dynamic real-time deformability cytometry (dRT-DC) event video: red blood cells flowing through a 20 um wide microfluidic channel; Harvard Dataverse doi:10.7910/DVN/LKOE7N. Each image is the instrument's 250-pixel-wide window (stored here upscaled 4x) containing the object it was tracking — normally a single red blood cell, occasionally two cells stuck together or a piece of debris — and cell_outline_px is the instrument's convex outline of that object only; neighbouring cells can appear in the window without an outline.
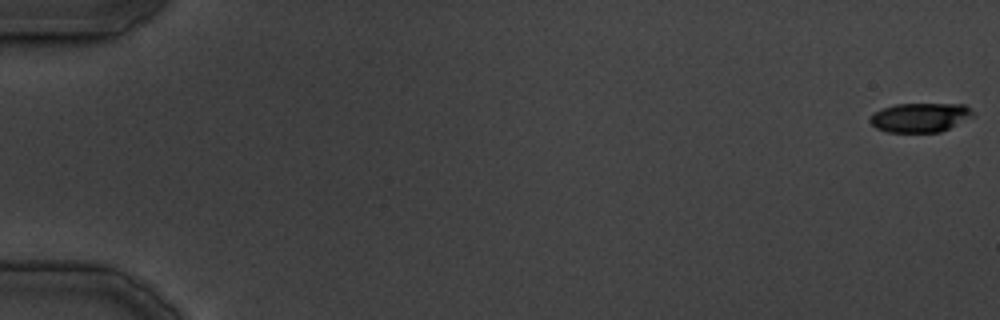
{"species": "common noctule bat (a hibernating species)", "species_latin": "Nyctalus noctula", "temperature_condition": "cold", "stored_images_in_passage": 22, "camera_frame_rate_fps": 3000, "um_per_image_px": 0.085, "animal": {"sex": "male", "body_mass_g": 19.5, "forearm_length_mm": 54.6}, "frame": {"image": 1, "passage_image": 1, "time_ms": 0.0, "image_size_px": [1000, 320], "cell_outline_px": [[976, 116], [940, 132], [888, 132], [876, 128], [868, 120], [876, 112], [884, 108], [896, 104], [964, 104]], "centroid_in_image_um": [78.24, 9.99], "position_along_channel_um": 6.8, "area_um2": 17.4}}
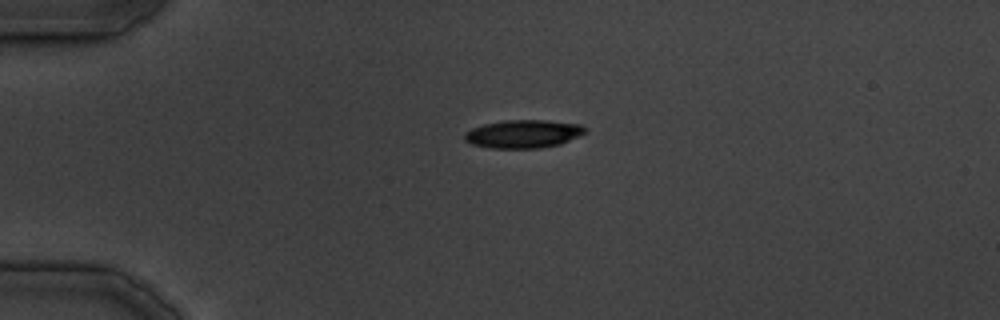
{"frame": {"image": 2, "passage_image": 10, "time_ms": 11.333, "image_size_px": [1000, 320], "cell_outline_px": [[588, 128], [584, 132], [560, 144], [540, 148], [488, 148], [472, 144], [464, 140], [464, 132], [472, 128], [484, 124], [504, 120], [544, 120], [580, 124]], "centroid_in_image_um": [44.43, 11.38], "position_along_channel_um": 40.6, "area_um2": 19.71}}
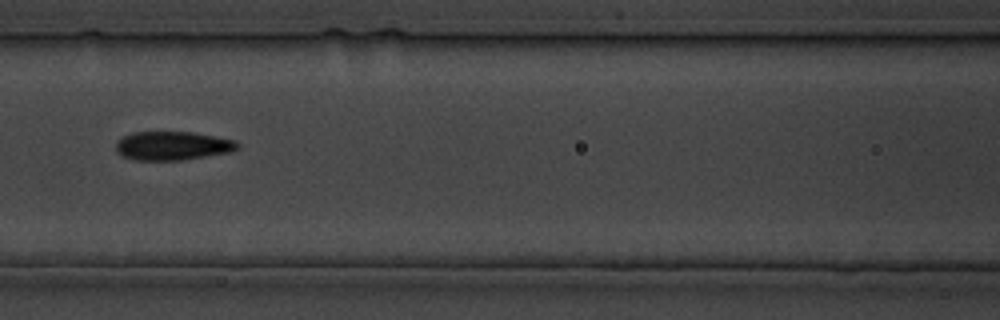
{"frame": {"image": 3, "passage_image": 18, "time_ms": 21.333, "image_size_px": [1000, 320], "cell_outline_px": [[240, 148], [232, 152], [180, 160], [136, 160], [120, 156], [116, 152], [116, 144], [124, 136], [132, 132], [192, 132], [236, 140], [240, 144]], "centroid_in_image_um": [14.69, 12.39], "position_along_channel_um": 151.9, "area_um2": 20.46}}